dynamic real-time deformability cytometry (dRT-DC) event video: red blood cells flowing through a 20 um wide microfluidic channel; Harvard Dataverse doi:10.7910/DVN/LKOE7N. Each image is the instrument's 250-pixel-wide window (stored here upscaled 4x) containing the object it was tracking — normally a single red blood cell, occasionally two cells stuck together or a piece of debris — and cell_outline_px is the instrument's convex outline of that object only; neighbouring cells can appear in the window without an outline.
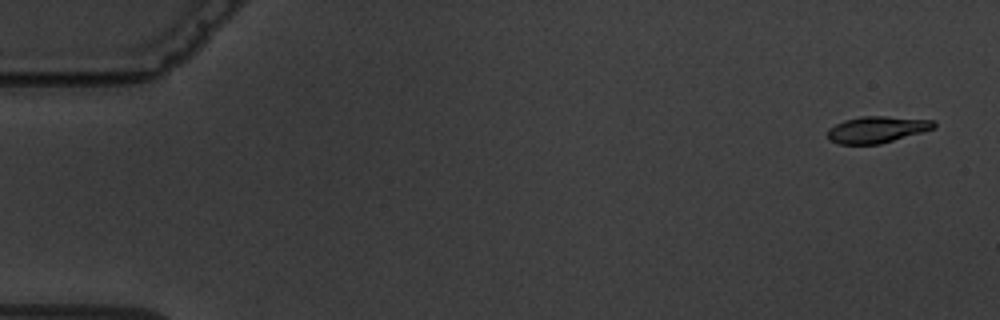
{"species": "common noctule bat (a hibernating species)", "species_latin": "Nyctalus noctula", "temperature_condition": "warm", "stored_images_in_passage": 6, "segment_of_instrument_passage": [1, 2], "camera_frame_rate_fps": 3000, "um_per_image_px": 0.085, "animal": {"sex": "male", "body_mass_g": 19.5, "forearm_length_mm": 54.6}, "frame": {"image": 1, "passage_image": 1, "time_ms": 0.0, "image_size_px": [1000, 320], "cell_outline_px": [[936, 128], [880, 144], [840, 144], [828, 140], [828, 128], [844, 120], [860, 116], [884, 116], [936, 120]], "centroid_in_image_um": [74.55, 11.0], "position_along_channel_um": 10.5, "area_um2": 16.53}}
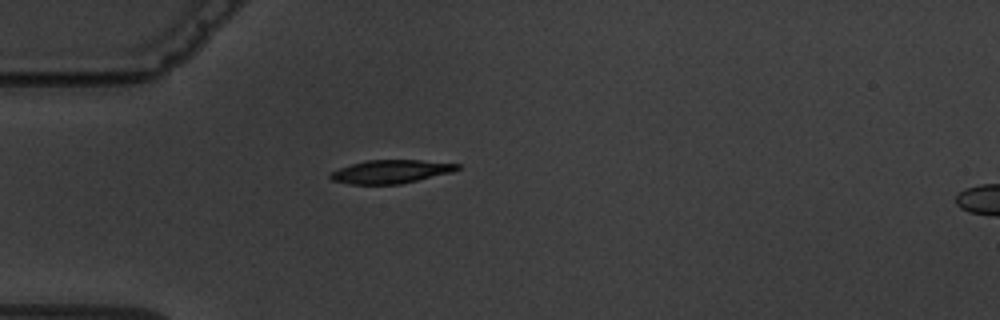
{"frame": {"image": 2, "passage_image": 5, "time_ms": 4.667, "image_size_px": [1000, 320], "cell_outline_px": [[460, 168], [452, 172], [400, 184], [352, 184], [332, 180], [328, 176], [332, 172], [340, 168], [364, 160], [420, 160], [460, 164]], "centroid_in_image_um": [33.22, 14.58], "position_along_channel_um": 51.8, "area_um2": 17.11}}